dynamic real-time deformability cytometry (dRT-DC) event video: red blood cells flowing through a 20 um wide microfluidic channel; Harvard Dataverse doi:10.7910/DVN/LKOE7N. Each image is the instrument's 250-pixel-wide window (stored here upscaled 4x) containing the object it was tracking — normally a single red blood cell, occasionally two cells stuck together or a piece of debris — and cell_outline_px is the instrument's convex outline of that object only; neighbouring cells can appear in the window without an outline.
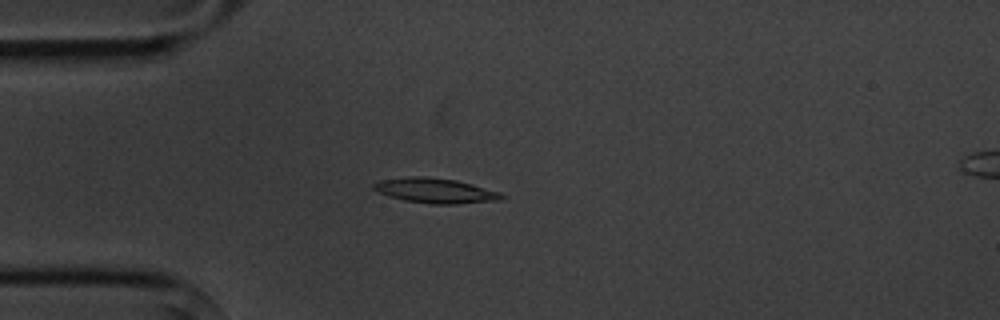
{"species": "common noctule bat (a hibernating species)", "species_latin": "Nyctalus noctula", "temperature_condition": "cold", "stored_images_in_passage": 5, "camera_frame_rate_fps": 3000, "um_per_image_px": 0.085, "animal": {"sex": "male", "body_mass_g": 20.1, "forearm_length_mm": 53.5}, "frame": {"image": 1, "passage_image": 4, "time_ms": 3.667, "image_size_px": [1000, 320], "cell_outline_px": [[504, 200], [456, 204], [432, 204], [404, 200], [388, 196], [372, 188], [372, 184], [380, 180], [408, 176], [420, 176], [456, 180], [472, 184], [500, 192], [504, 196]], "centroid_in_image_um": [37.01, 16.21], "position_along_channel_um": 48.0, "area_um2": 18.61}}